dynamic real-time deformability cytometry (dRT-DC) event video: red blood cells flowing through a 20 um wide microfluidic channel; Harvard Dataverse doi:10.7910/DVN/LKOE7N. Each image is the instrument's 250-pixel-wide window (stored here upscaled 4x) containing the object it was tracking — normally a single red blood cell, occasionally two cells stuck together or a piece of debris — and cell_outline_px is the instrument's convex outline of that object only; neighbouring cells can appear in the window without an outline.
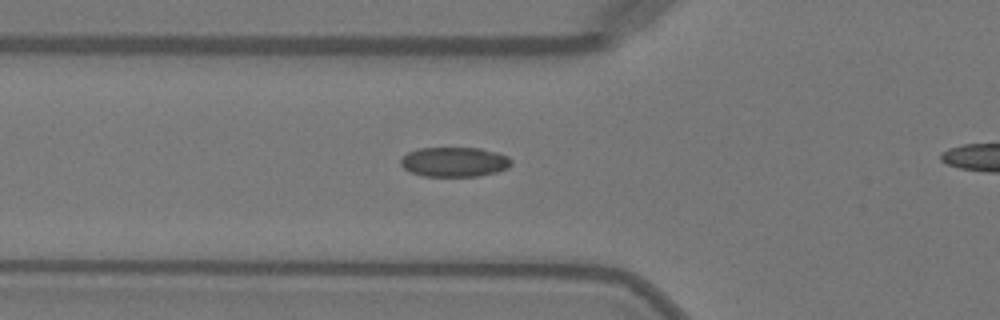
{"species": "Egyptian fruit bat (a non-hibernating species)", "species_latin": "Rousettus aegyptiacus", "temperature_condition": "warm", "stored_images_in_passage": 28, "camera_frame_rate_fps": 3000, "um_per_image_px": 0.085, "animal": {"sex": "female"}, "frame": {"image": 1, "passage_image": 2, "time_ms": 0.333, "image_size_px": [1000, 320], "cell_outline_px": [[512, 164], [508, 168], [496, 172], [476, 176], [424, 176], [412, 172], [404, 168], [400, 164], [400, 160], [408, 152], [416, 148], [480, 148], [496, 152], [508, 156], [512, 160]], "centroid_in_image_um": [38.63, 13.76], "position_along_channel_um": 87.2, "area_um2": 19.13}}
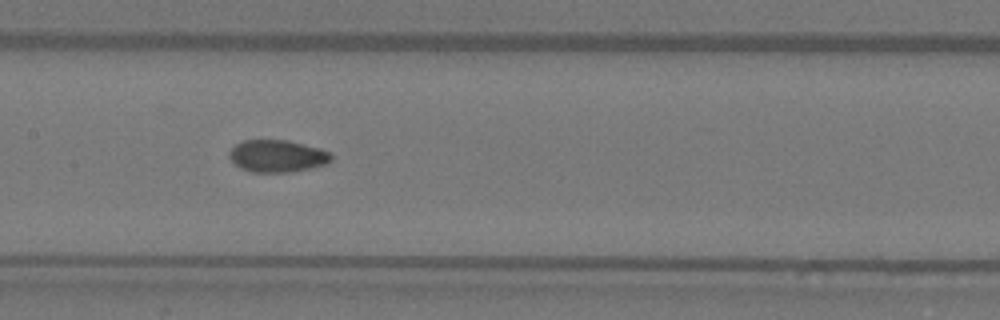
{"frame": {"image": 2, "passage_image": 9, "time_ms": 2.667, "image_size_px": [1000, 320], "cell_outline_px": [[332, 160], [328, 164], [288, 172], [252, 172], [240, 168], [228, 156], [232, 148], [236, 144], [244, 140], [288, 140], [320, 148], [332, 152]], "centroid_in_image_um": [23.6, 13.26], "position_along_channel_um": 183.8, "area_um2": 19.13}}
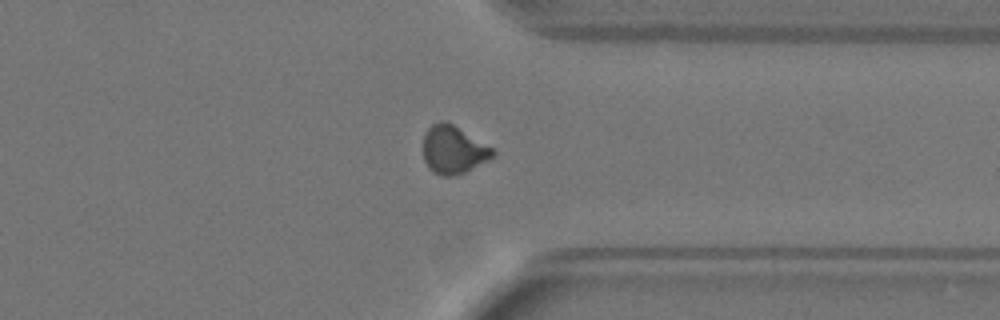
{"frame": {"image": 3, "passage_image": 23, "time_ms": 7.333, "image_size_px": [1000, 320], "cell_outline_px": [[496, 152], [492, 156], [464, 172], [456, 176], [440, 176], [432, 172], [428, 168], [424, 160], [424, 132], [432, 124], [440, 120], [444, 120], [452, 124], [492, 148]], "centroid_in_image_um": [38.47, 12.73], "position_along_channel_um": 372.9, "area_um2": 19.13}, "authors_computed_cell_mechanics": {"area_um2": 19.2763, "velocity_mm_per_s": 4.1023, "shape_relaxation_time_tau1_ms": 6.7796, "shape_relaxation_time_tau2_ms": 1.6799, "deformation_change_tau1": 0.1562, "deformation_change_tau2": 0.0424}}